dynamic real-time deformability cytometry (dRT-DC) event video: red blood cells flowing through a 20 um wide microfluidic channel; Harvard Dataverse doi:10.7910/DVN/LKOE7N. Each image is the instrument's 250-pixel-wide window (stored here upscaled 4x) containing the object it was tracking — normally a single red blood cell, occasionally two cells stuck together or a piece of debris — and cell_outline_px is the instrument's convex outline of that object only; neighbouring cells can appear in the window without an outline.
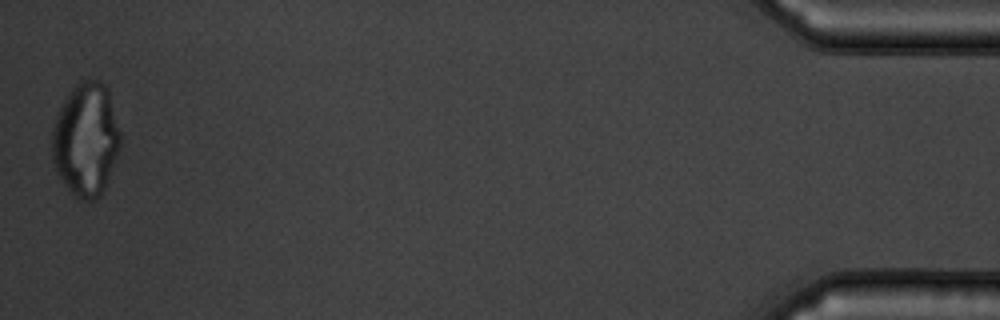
{"species": "common noctule bat (a hibernating species)", "species_latin": "Nyctalus noctula", "temperature_condition": "warm", "stored_images_in_passage": 55, "camera_frame_rate_fps": 3000, "um_per_image_px": 0.085, "animal": {"sex": "male", "body_mass_g": 19.5, "forearm_length_mm": 54.6}, "frame": {"image": 1, "passage_image": 55, "time_ms": 18.0, "image_size_px": [1000, 320], "cell_outline_px": [[120, 144], [116, 156], [104, 188], [100, 196], [96, 200], [80, 200], [68, 188], [56, 172], [52, 160], [52, 128], [56, 116], [60, 108], [72, 88], [76, 84], [84, 80], [100, 80], [108, 88], [120, 132]], "centroid_in_image_um": [7.29, 11.85], "position_along_channel_um": 427.9, "area_um2": 44.74}}